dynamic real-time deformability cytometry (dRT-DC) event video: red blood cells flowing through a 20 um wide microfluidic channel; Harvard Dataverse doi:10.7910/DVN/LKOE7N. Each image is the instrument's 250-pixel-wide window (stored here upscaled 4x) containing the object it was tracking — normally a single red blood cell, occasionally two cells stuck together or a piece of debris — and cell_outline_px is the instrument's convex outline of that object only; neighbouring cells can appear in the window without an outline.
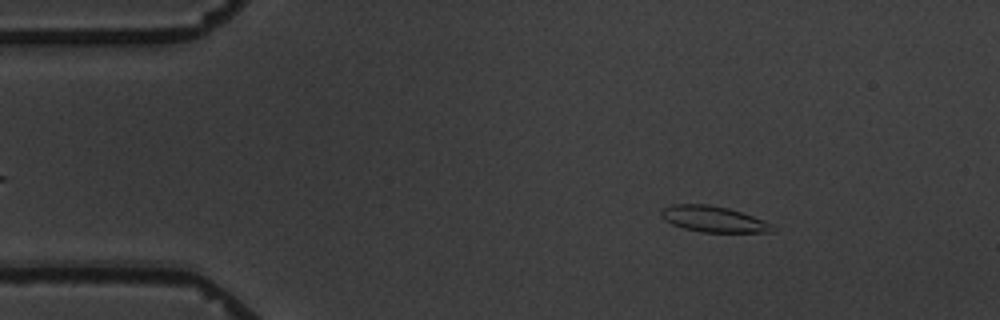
{"species": "common noctule bat (a hibernating species)", "species_latin": "Nyctalus noctula", "temperature_condition": "warm", "stored_images_in_passage": 4, "camera_frame_rate_fps": 3000, "um_per_image_px": 0.085, "animal": {"sex": "male", "body_mass_g": 19.5, "forearm_length_mm": 54.6}, "frame": {"image": 1, "passage_image": 2, "time_ms": 1.0, "image_size_px": [1000, 320], "cell_outline_px": [[772, 232], [700, 232], [684, 228], [672, 224], [664, 220], [660, 216], [660, 208], [672, 204], [708, 204], [728, 208], [764, 220], [772, 224]], "centroid_in_image_um": [60.57, 18.61], "position_along_channel_um": 24.4, "area_um2": 16.82}}